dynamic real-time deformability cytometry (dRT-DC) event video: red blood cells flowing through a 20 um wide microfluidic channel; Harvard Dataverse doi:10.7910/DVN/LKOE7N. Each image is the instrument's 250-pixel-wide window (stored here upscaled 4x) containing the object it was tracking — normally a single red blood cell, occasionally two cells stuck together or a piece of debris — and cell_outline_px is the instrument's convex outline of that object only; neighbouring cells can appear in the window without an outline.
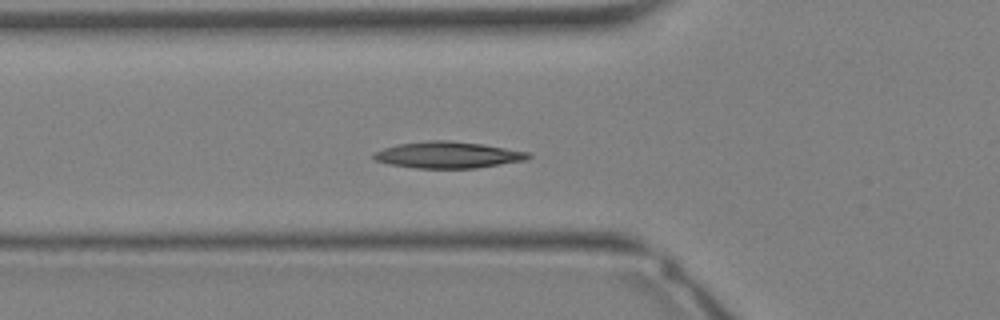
{"species": "Egyptian fruit bat (a non-hibernating species)", "species_latin": "Rousettus aegyptiacus", "temperature_condition": "warm", "stored_images_in_passage": 26, "camera_frame_rate_fps": 3000, "um_per_image_px": 0.085, "animal": {"sex": "female"}, "frame": {"image": 1, "passage_image": 3, "time_ms": 0.667, "image_size_px": [1000, 320], "cell_outline_px": [[532, 156], [528, 160], [476, 168], [416, 168], [388, 164], [376, 160], [372, 156], [372, 152], [396, 144], [428, 140], [448, 140], [484, 144], [532, 152]], "centroid_in_image_um": [38.11, 13.16], "position_along_channel_um": 87.7, "area_um2": 24.22}}
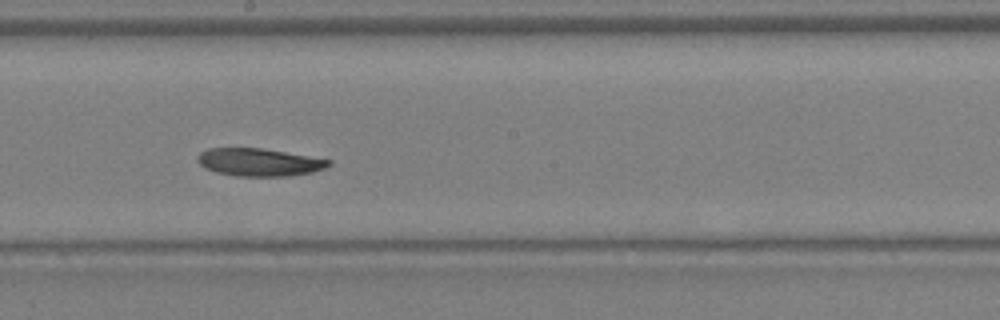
{"frame": {"image": 2, "passage_image": 10, "time_ms": 3.0, "image_size_px": [1000, 320], "cell_outline_px": [[332, 164], [324, 168], [312, 172], [288, 176], [236, 176], [216, 172], [204, 168], [196, 160], [196, 156], [200, 152], [208, 148], [260, 148], [332, 160]], "centroid_in_image_um": [21.99, 13.79], "position_along_channel_um": 226.2, "area_um2": 21.15}}
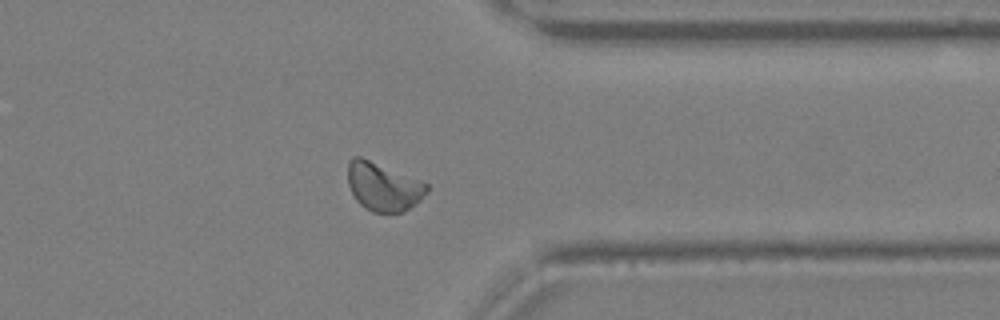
{"frame": {"image": 3, "passage_image": 18, "time_ms": 5.667, "image_size_px": [1000, 320], "cell_outline_px": [[428, 192], [420, 200], [408, 208], [400, 212], [372, 212], [364, 208], [356, 200], [348, 184], [348, 164], [352, 156], [360, 156], [428, 184]], "centroid_in_image_um": [32.55, 15.87], "position_along_channel_um": 378.9, "area_um2": 21.91}}